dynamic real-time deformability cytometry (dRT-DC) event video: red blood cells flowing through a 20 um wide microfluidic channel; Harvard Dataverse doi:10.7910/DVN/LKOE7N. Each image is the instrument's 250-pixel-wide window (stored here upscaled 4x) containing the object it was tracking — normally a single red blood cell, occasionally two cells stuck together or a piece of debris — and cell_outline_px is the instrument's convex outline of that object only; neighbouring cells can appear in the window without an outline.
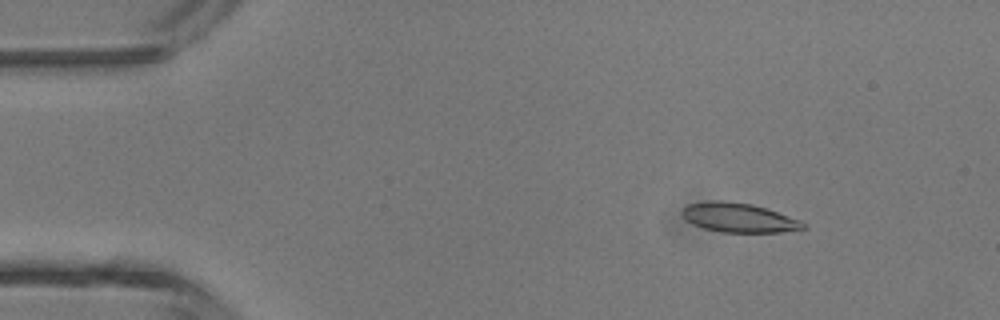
{"species": "common noctule bat (a hibernating species)", "species_latin": "Nyctalus noctula", "temperature_condition": "room temperature", "stored_images_in_passage": 4, "camera_frame_rate_fps": 3000, "um_per_image_px": 0.085, "animal": {"sex": "male", "body_mass_g": 13.3}, "frame": {"image": 1, "passage_image": 2, "time_ms": 1.333, "image_size_px": [1000, 320], "cell_outline_px": [[808, 228], [780, 232], [720, 232], [704, 228], [692, 224], [684, 220], [680, 212], [688, 204], [712, 200], [720, 200], [752, 204], [800, 220], [808, 224]], "centroid_in_image_um": [62.77, 18.51], "position_along_channel_um": 22.2, "area_um2": 20.69}}